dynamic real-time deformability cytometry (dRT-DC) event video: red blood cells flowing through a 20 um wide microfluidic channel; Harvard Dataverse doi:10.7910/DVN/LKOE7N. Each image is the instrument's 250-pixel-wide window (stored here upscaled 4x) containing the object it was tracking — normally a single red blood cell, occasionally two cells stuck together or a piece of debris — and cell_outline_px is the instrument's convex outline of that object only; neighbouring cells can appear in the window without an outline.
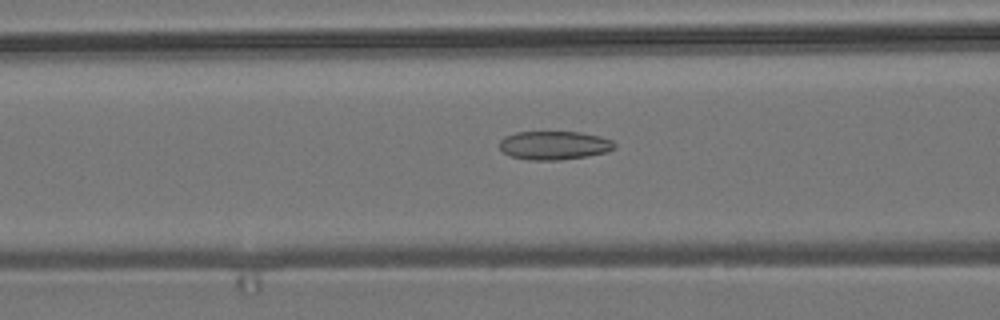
{"species": "common noctule bat (a hibernating species)", "species_latin": "Nyctalus noctula", "temperature_condition": "room temperature", "stored_images_in_passage": 40, "camera_frame_rate_fps": 3000, "um_per_image_px": 0.085, "animal": {"sex": "male", "body_mass_g": 19.2, "forearm_length_mm": 51.8}, "frame": {"image": 1, "passage_image": 7, "time_ms": 2.0, "image_size_px": [1000, 320], "cell_outline_px": [[616, 148], [608, 152], [560, 160], [528, 160], [512, 156], [504, 152], [500, 148], [500, 140], [504, 136], [516, 132], [580, 132], [600, 136], [612, 140], [616, 144]], "centroid_in_image_um": [47.13, 12.35], "position_along_channel_um": 119.5, "area_um2": 19.19}}
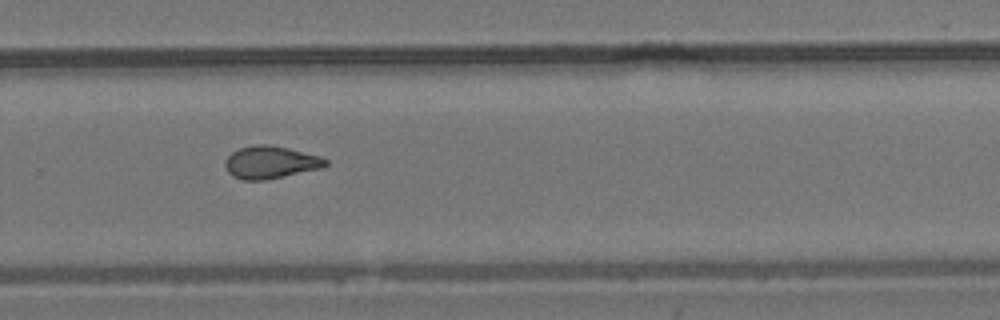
{"frame": {"image": 2, "passage_image": 22, "time_ms": 7.0, "image_size_px": [1000, 320], "cell_outline_px": [[328, 164], [320, 168], [264, 180], [244, 180], [232, 176], [228, 172], [224, 164], [228, 156], [232, 152], [240, 148], [256, 144], [268, 144], [288, 148], [320, 156], [328, 160]], "centroid_in_image_um": [22.97, 13.79], "position_along_channel_um": 306.8, "area_um2": 18.84}}
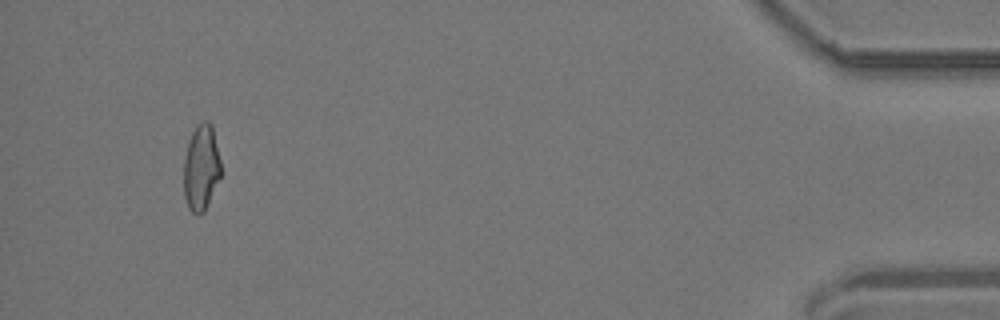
{"frame": {"image": 3, "passage_image": 37, "time_ms": 12.0, "image_size_px": [1000, 320], "cell_outline_px": [[220, 176], [204, 212], [192, 212], [188, 208], [184, 196], [184, 156], [192, 132], [196, 124], [204, 120], [208, 120], [212, 124], [220, 160]], "centroid_in_image_um": [17.09, 14.2], "position_along_channel_um": 418.1, "area_um2": 18.44}, "authors_computed_cell_mechanics": {"area_um2": 18.8139, "velocity_mm_per_s": 3.7508, "shape_relaxation_time_tau1_ms": null, "shape_relaxation_time_tau2_ms": 2.0832, "deformation_change_tau1": null, "deformation_change_tau2": 0.0831}}